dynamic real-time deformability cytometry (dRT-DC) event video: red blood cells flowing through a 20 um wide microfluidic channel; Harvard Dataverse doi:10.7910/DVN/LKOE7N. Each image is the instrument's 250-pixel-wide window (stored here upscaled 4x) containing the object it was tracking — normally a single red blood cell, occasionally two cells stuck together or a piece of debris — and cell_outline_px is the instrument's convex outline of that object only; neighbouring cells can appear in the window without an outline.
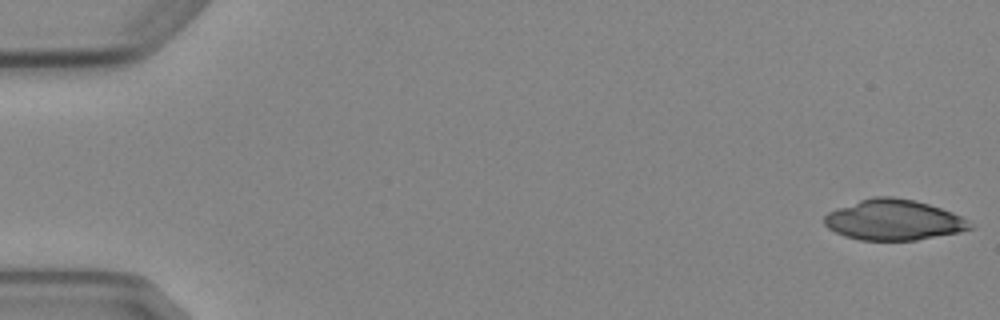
{"species": "Egyptian fruit bat (a non-hibernating species)", "species_latin": "Rousettus aegyptiacus", "temperature_condition": "cold", "stored_images_in_passage": 6, "segment_of_instrument_passage": [1, 2], "camera_frame_rate_fps": 3000, "um_per_image_px": 0.085, "animal": {"sex": "female"}, "frame": {"image": 1, "passage_image": 1, "time_ms": 0.0, "image_size_px": [1000, 320], "cell_outline_px": [[976, 228], [960, 232], [916, 240], [860, 240], [844, 236], [828, 228], [824, 224], [824, 216], [828, 212], [836, 208], [860, 200], [876, 196], [892, 196], [912, 200], [928, 204], [952, 212], [968, 220]], "centroid_in_image_um": [75.96, 18.7], "position_along_channel_um": 9.0, "area_um2": 34.39}}